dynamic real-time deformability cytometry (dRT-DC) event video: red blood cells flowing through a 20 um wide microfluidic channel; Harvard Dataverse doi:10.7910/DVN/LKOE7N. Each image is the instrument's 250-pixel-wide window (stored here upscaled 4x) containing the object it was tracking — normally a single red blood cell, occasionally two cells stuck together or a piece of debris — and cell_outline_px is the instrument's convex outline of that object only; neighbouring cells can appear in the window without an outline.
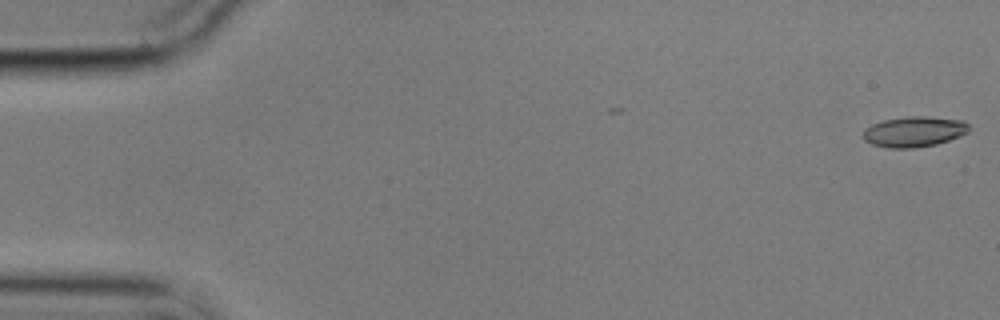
{"species": "common noctule bat (a hibernating species)", "species_latin": "Nyctalus noctula", "temperature_condition": "cold", "stored_images_in_passage": 7, "camera_frame_rate_fps": 3000, "um_per_image_px": 0.085, "animal": {"sex": "male", "body_mass_g": 17.9}, "frame": {"image": 1, "passage_image": 1, "time_ms": 0.0, "image_size_px": [1000, 320], "cell_outline_px": [[968, 132], [960, 136], [936, 144], [912, 148], [892, 148], [872, 144], [864, 140], [860, 136], [864, 128], [872, 124], [884, 120], [908, 116], [928, 116], [964, 120], [968, 124]], "centroid_in_image_um": [77.67, 11.18], "position_along_channel_um": 7.3, "area_um2": 18.9}}